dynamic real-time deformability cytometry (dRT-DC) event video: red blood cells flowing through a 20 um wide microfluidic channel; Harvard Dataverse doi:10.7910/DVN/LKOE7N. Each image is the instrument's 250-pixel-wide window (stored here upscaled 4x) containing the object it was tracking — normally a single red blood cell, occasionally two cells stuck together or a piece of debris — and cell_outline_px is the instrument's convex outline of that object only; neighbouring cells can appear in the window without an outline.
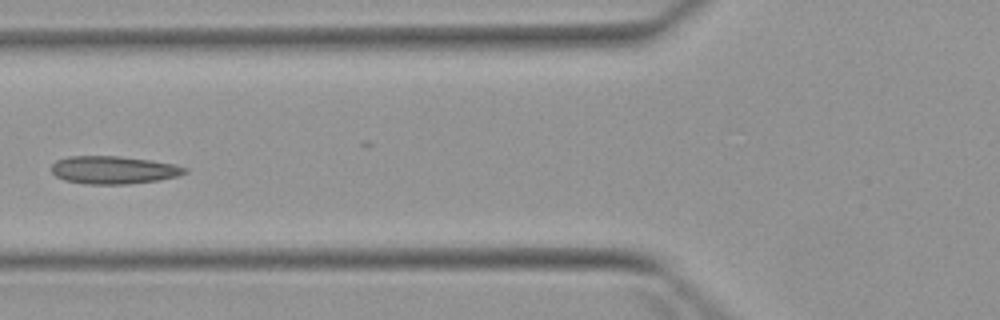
{"species": "Egyptian fruit bat (a non-hibernating species)", "species_latin": "Rousettus aegyptiacus", "temperature_condition": "warm", "stored_images_in_passage": 6, "camera_frame_rate_fps": 3000, "um_per_image_px": 0.085, "animal": {"sex": "female"}, "frame": {"image": 1, "passage_image": 5, "time_ms": 5.0, "image_size_px": [1000, 320], "cell_outline_px": [[188, 172], [176, 176], [160, 180], [124, 184], [84, 184], [64, 180], [56, 176], [52, 172], [52, 164], [56, 160], [68, 156], [116, 156], [152, 160], [172, 164], [188, 168]], "centroid_in_image_um": [9.63, 14.44], "position_along_channel_um": 116.2, "area_um2": 21.62}}
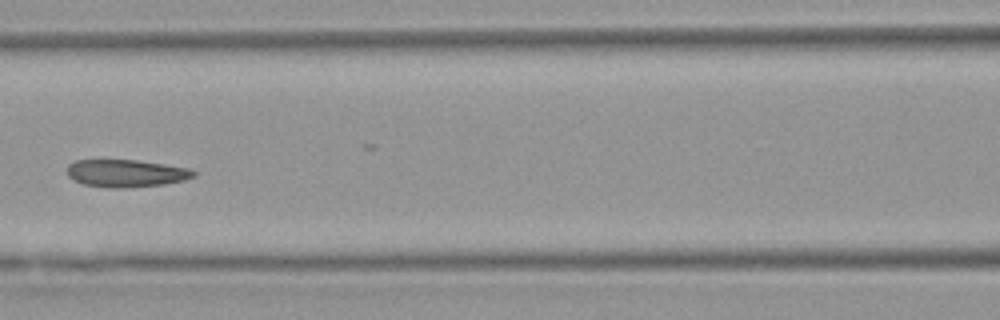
{"frame": {"image": 2, "passage_image": 6, "time_ms": 6.0, "image_size_px": [1000, 320], "cell_outline_px": [[196, 176], [184, 180], [164, 184], [124, 188], [108, 188], [84, 184], [68, 176], [68, 164], [76, 160], [136, 160], [188, 168], [196, 172]], "centroid_in_image_um": [10.72, 14.73], "position_along_channel_um": 155.9, "area_um2": 20.11}}